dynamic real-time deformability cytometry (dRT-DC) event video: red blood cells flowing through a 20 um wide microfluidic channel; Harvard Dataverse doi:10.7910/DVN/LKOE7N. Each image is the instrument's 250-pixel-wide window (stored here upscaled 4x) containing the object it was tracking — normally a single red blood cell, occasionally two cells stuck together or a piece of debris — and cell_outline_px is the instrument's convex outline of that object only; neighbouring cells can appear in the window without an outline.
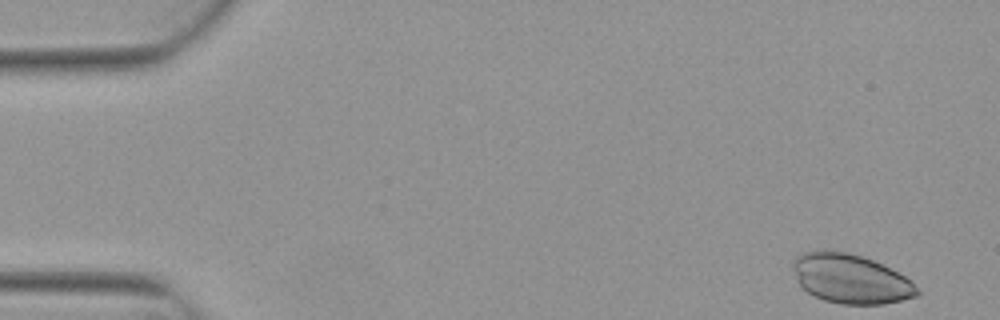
{"species": "Egyptian fruit bat (a non-hibernating species)", "species_latin": "Rousettus aegyptiacus", "temperature_condition": "warm", "stored_images_in_passage": 4, "camera_frame_rate_fps": 3000, "um_per_image_px": 0.085, "animal": {"sex": "female"}, "frame": {"image": 1, "passage_image": 1, "time_ms": 0.0, "image_size_px": [1000, 320], "cell_outline_px": [[920, 292], [916, 296], [884, 304], [840, 304], [824, 300], [808, 292], [800, 284], [792, 268], [792, 260], [796, 256], [804, 252], [848, 252], [872, 260], [904, 276]], "centroid_in_image_um": [72.27, 23.71], "position_along_channel_um": 12.7, "area_um2": 34.8}}
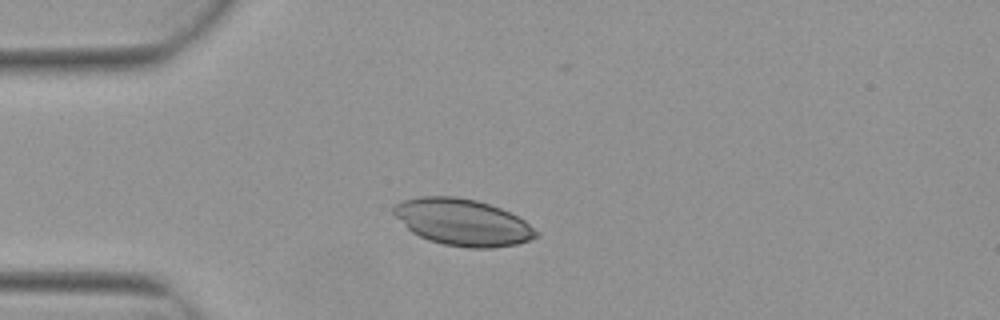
{"frame": {"image": 2, "passage_image": 4, "time_ms": 1.0, "image_size_px": [1000, 320], "cell_outline_px": [[540, 236], [516, 244], [492, 248], [468, 248], [444, 244], [428, 240], [412, 232], [392, 212], [392, 208], [396, 204], [404, 200], [420, 196], [456, 196], [476, 200], [500, 208], [524, 220], [540, 232]], "centroid_in_image_um": [39.34, 18.89], "position_along_channel_um": 45.7, "area_um2": 38.55}}